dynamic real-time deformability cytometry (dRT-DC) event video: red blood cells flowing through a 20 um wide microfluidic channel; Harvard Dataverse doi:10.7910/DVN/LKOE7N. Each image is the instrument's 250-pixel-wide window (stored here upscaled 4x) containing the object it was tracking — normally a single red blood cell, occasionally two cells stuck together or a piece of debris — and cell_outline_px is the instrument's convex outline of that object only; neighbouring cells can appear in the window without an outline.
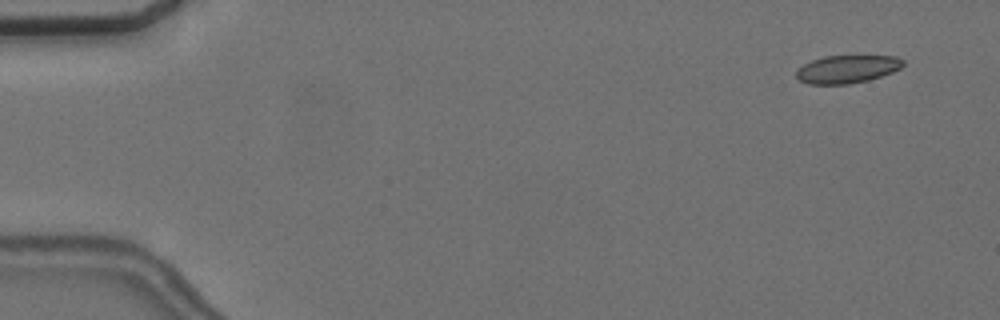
{"species": "common noctule bat (a hibernating species)", "species_latin": "Nyctalus noctula", "temperature_condition": "cold", "stored_images_in_passage": 22, "camera_frame_rate_fps": 3000, "um_per_image_px": 0.085, "animal": {"sex": "female", "body_mass_g": 24.6, "forearm_length_mm": 56.2}, "frame": {"image": 1, "passage_image": 4, "time_ms": 1.0, "image_size_px": [1000, 320], "cell_outline_px": [[904, 64], [900, 68], [892, 72], [868, 80], [848, 84], [808, 84], [800, 80], [796, 76], [796, 72], [804, 64], [812, 60], [824, 56], [896, 56], [904, 60]], "centroid_in_image_um": [72.01, 5.87], "position_along_channel_um": 13.0, "area_um2": 17.22}}
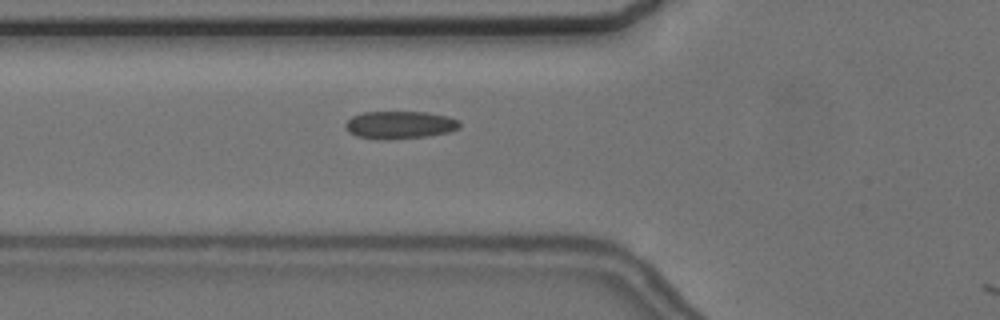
{"frame": {"image": 2, "passage_image": 21, "time_ms": 6.667, "image_size_px": [1000, 320], "cell_outline_px": [[460, 128], [448, 132], [424, 136], [384, 140], [380, 140], [356, 136], [348, 132], [344, 124], [352, 116], [364, 112], [428, 112], [448, 116], [460, 120]], "centroid_in_image_um": [33.97, 10.61], "position_along_channel_um": 91.8, "area_um2": 18.5}}